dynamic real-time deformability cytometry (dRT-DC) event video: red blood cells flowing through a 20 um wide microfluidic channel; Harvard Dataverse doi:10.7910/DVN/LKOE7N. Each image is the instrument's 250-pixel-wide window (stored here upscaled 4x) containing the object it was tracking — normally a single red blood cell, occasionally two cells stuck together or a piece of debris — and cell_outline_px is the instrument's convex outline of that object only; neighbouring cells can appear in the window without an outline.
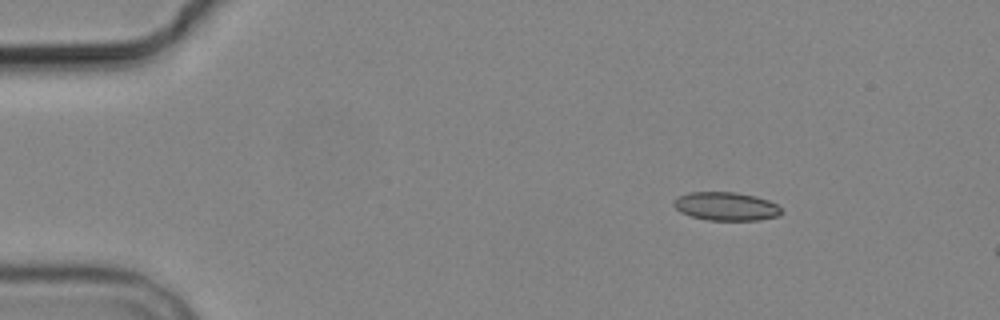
{"species": "common noctule bat (a hibernating species)", "species_latin": "Nyctalus noctula", "temperature_condition": "cold", "stored_images_in_passage": 4, "camera_frame_rate_fps": 3000, "um_per_image_px": 0.085, "animal": {"sex": "male", "body_mass_g": 19.2, "forearm_length_mm": 51.8}, "frame": {"image": 1, "passage_image": 2, "time_ms": 2.333, "image_size_px": [1000, 320], "cell_outline_px": [[784, 212], [780, 216], [760, 220], [708, 220], [692, 216], [680, 212], [672, 204], [672, 200], [688, 192], [736, 192], [756, 196], [768, 200], [776, 204]], "centroid_in_image_um": [61.73, 17.54], "position_along_channel_um": 23.3, "area_um2": 17.98}}